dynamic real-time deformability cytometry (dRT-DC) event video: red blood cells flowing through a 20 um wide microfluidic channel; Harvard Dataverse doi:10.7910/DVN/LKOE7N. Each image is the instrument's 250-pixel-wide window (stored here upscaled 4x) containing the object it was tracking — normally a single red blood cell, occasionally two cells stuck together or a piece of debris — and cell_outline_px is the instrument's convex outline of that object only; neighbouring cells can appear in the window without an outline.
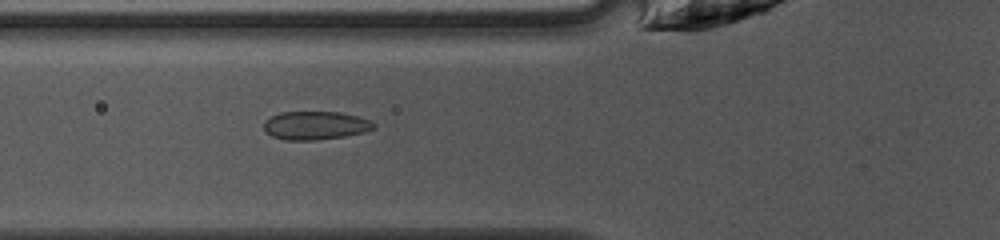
{"species": "common noctule bat (a hibernating species)", "species_latin": "Nyctalus noctula", "temperature_condition": "warm", "stored_images_in_passage": 48, "camera_frame_rate_fps": 3000, "um_per_image_px": 0.085, "animal": {"sex": "female", "body_mass_g": 10.0, "forearm_length_mm": 53.1}, "frame": {"image": 1, "passage_image": 18, "time_ms": 5.667, "image_size_px": [1000, 240], "cell_outline_px": [[376, 128], [364, 132], [344, 136], [316, 140], [284, 140], [272, 136], [264, 132], [264, 120], [280, 112], [340, 112], [360, 116], [372, 120], [376, 124]], "centroid_in_image_um": [26.83, 10.66], "position_along_channel_um": 99.0, "area_um2": 18.44}}
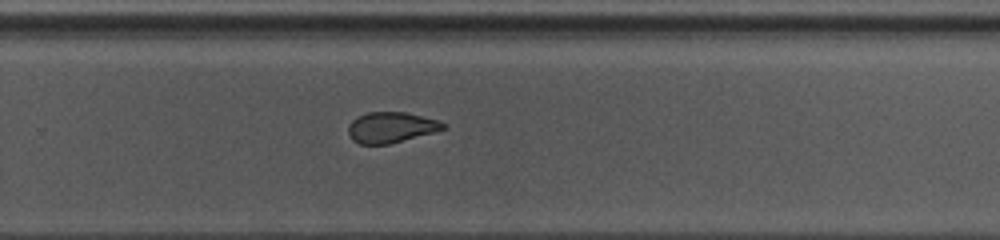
{"frame": {"image": 2, "passage_image": 32, "time_ms": 10.333, "image_size_px": [1000, 240], "cell_outline_px": [[448, 128], [436, 132], [388, 144], [360, 144], [352, 140], [348, 132], [348, 128], [352, 120], [368, 112], [404, 112], [436, 120], [448, 124]], "centroid_in_image_um": [33.27, 10.84], "position_along_channel_um": 296.5, "area_um2": 16.88}}
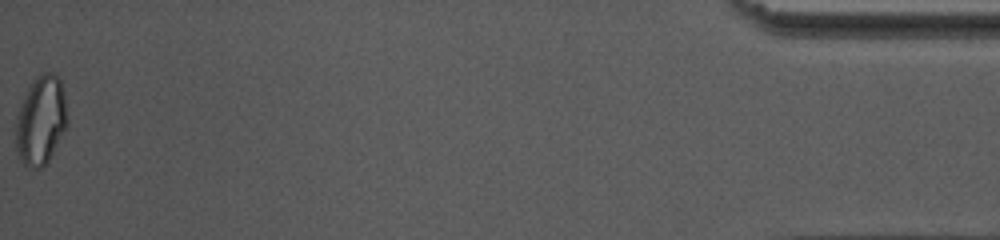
{"frame": {"image": 3, "passage_image": 48, "time_ms": 15.667, "image_size_px": [1000, 240], "cell_outline_px": [[68, 124], [64, 132], [44, 168], [28, 168], [24, 164], [16, 152], [16, 116], [20, 104], [32, 80], [36, 76], [44, 72], [52, 72], [60, 76], [64, 88], [68, 120]], "centroid_in_image_um": [3.49, 10.2], "position_along_channel_um": 431.7, "area_um2": 27.22}, "authors_computed_cell_mechanics": {"area_um2": 19.1896, "velocity_mm_per_s": 4.2285, "shape_relaxation_time_tau1_ms": null, "shape_relaxation_time_tau2_ms": 0.9269, "deformation_change_tau1": null, "deformation_change_tau2": 0.0389}}